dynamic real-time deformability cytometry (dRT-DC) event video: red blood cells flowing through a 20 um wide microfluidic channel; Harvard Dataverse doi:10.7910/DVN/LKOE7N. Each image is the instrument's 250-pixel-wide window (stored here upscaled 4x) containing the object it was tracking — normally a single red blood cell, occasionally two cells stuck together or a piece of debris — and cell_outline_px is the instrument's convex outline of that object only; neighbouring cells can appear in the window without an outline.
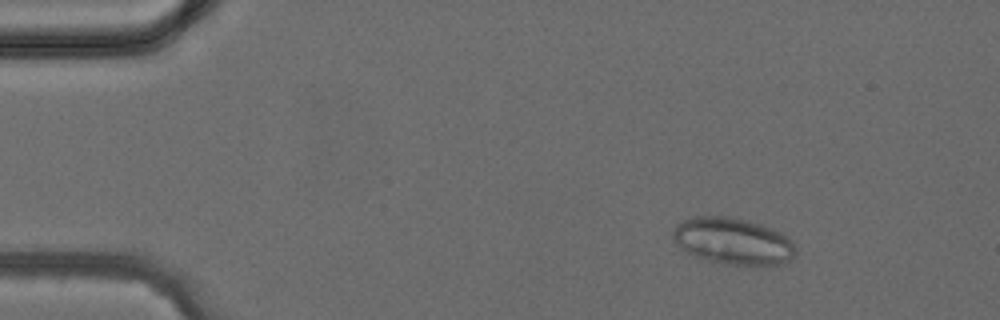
{"species": "common noctule bat (a hibernating species)", "species_latin": "Nyctalus noctula", "temperature_condition": "cold", "stored_images_in_passage": 42, "camera_frame_rate_fps": 3000, "um_per_image_px": 0.085, "animal": {"sex": "female", "body_mass_g": 24.6, "forearm_length_mm": 56.2}, "frame": {"image": 1, "passage_image": 6, "time_ms": 1.667, "image_size_px": [1000, 320], "cell_outline_px": [[796, 252], [792, 260], [784, 264], [768, 268], [756, 268], [724, 264], [692, 256], [672, 236], [672, 232], [676, 224], [692, 216], [728, 216], [748, 220], [772, 228], [788, 236], [792, 240], [796, 248]], "centroid_in_image_um": [62.41, 20.54], "position_along_channel_um": 22.6, "area_um2": 34.39}}
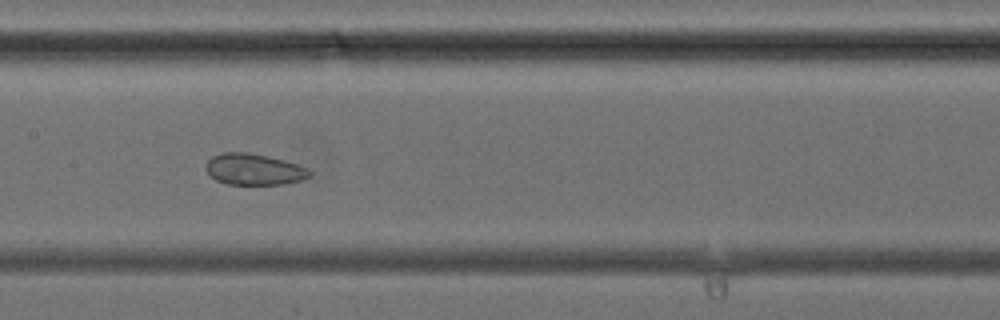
{"frame": {"image": 2, "passage_image": 21, "time_ms": 6.667, "image_size_px": [1000, 320], "cell_outline_px": [[312, 176], [304, 180], [284, 184], [228, 184], [216, 180], [204, 168], [204, 164], [212, 156], [220, 152], [248, 152], [284, 160], [308, 168], [312, 172]], "centroid_in_image_um": [21.6, 14.39], "position_along_channel_um": 185.8, "area_um2": 19.07}}
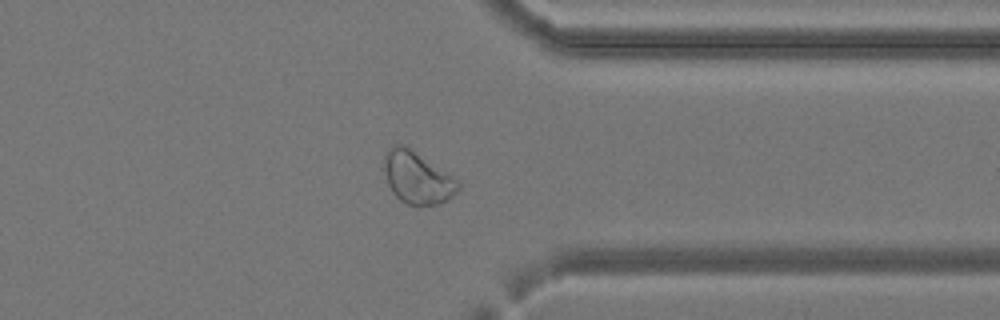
{"frame": {"image": 3, "passage_image": 33, "time_ms": 10.667, "image_size_px": [1000, 320], "cell_outline_px": [[460, 188], [452, 196], [440, 204], [420, 208], [416, 208], [400, 200], [392, 192], [388, 184], [384, 168], [384, 152], [388, 148], [396, 144], [404, 144], [452, 176], [460, 184]], "centroid_in_image_um": [35.45, 15.14], "position_along_channel_um": 376.0, "area_um2": 22.66}}